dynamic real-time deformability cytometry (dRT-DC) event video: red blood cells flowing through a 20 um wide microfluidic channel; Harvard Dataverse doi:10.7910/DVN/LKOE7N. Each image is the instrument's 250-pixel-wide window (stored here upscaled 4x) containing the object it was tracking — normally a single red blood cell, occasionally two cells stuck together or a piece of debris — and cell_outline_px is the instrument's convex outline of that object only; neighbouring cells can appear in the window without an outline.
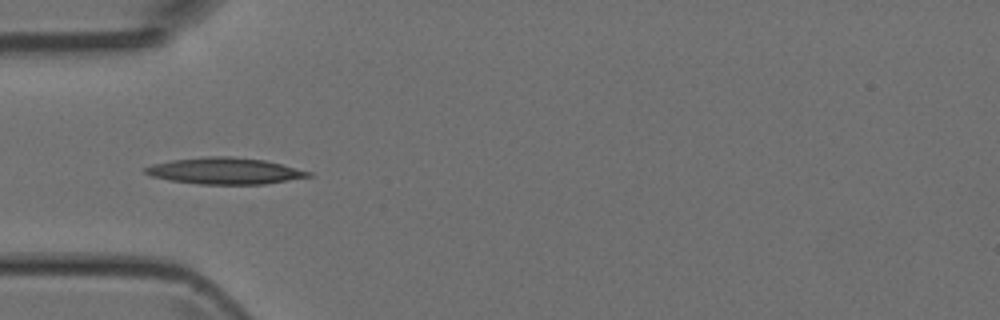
{"species": "Egyptian fruit bat (a non-hibernating species)", "species_latin": "Rousettus aegyptiacus", "temperature_condition": "room temperature", "stored_images_in_passage": 12, "camera_frame_rate_fps": 3000, "um_per_image_px": 0.085, "animal": {"sex": "female"}, "frame": {"image": 1, "passage_image": 3, "time_ms": 0.667, "image_size_px": [1000, 320], "cell_outline_px": [[312, 176], [264, 184], [200, 184], [168, 180], [152, 176], [144, 172], [144, 168], [152, 164], [172, 160], [204, 156], [232, 156], [264, 160], [312, 172]], "centroid_in_image_um": [19.08, 14.52], "position_along_channel_um": 65.9, "area_um2": 25.03}}
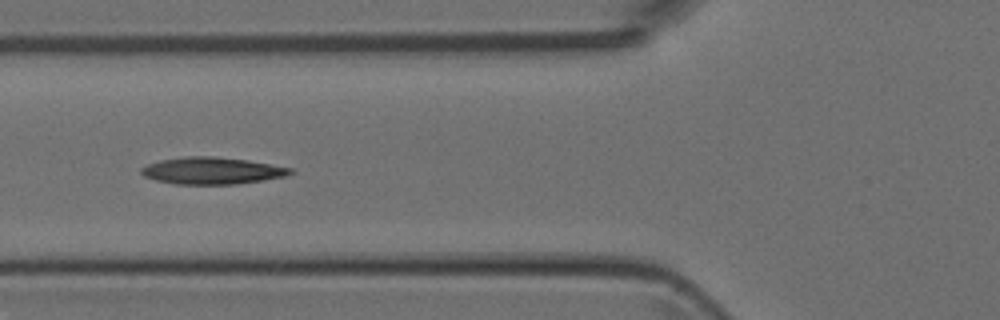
{"frame": {"image": 2, "passage_image": 6, "time_ms": 1.667, "image_size_px": [1000, 320], "cell_outline_px": [[296, 172], [284, 176], [264, 180], [236, 184], [176, 184], [156, 180], [144, 176], [140, 172], [140, 168], [148, 164], [160, 160], [184, 156], [212, 156], [248, 160], [292, 168]], "centroid_in_image_um": [18.02, 14.5], "position_along_channel_um": 107.8, "area_um2": 23.41}}
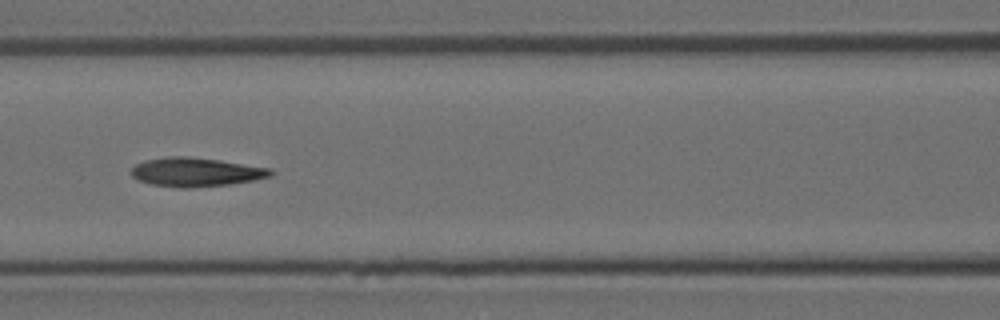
{"frame": {"image": 3, "passage_image": 9, "time_ms": 2.667, "image_size_px": [1000, 320], "cell_outline_px": [[276, 172], [272, 176], [252, 180], [228, 184], [192, 188], [180, 188], [152, 184], [140, 180], [132, 176], [132, 168], [136, 164], [144, 160], [168, 156], [184, 156], [220, 160], [272, 168]], "centroid_in_image_um": [16.69, 14.62], "position_along_channel_um": 149.9, "area_um2": 23.47}}